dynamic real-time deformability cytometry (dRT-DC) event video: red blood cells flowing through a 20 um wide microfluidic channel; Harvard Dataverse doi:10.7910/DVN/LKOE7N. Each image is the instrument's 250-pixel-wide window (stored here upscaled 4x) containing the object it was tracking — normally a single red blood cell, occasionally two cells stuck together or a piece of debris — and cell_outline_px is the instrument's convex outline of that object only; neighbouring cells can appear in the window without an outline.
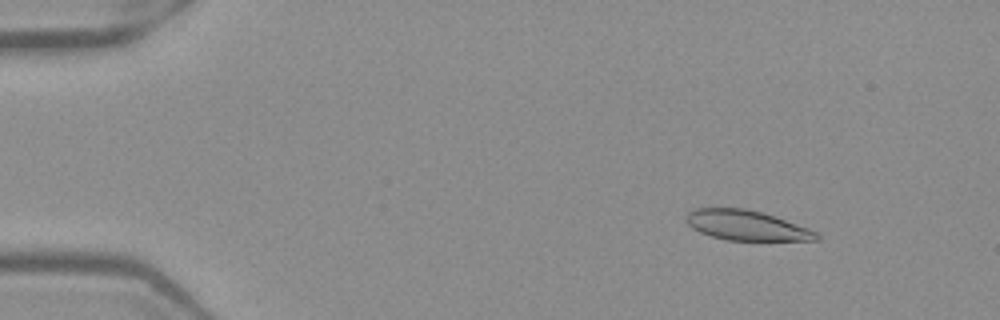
{"species": "Egyptian fruit bat (a non-hibernating species)", "species_latin": "Rousettus aegyptiacus", "temperature_condition": "warm", "stored_images_in_passage": 33, "camera_frame_rate_fps": 3000, "um_per_image_px": 0.085, "frame": {"image": 1, "passage_image": 7, "time_ms": 2.0, "image_size_px": [1000, 320], "cell_outline_px": [[820, 240], [728, 240], [712, 236], [700, 232], [692, 228], [688, 224], [684, 216], [688, 212], [696, 208], [744, 208], [764, 212], [808, 228], [816, 232], [820, 236]], "centroid_in_image_um": [63.44, 19.14], "position_along_channel_um": 21.6, "area_um2": 22.72}}
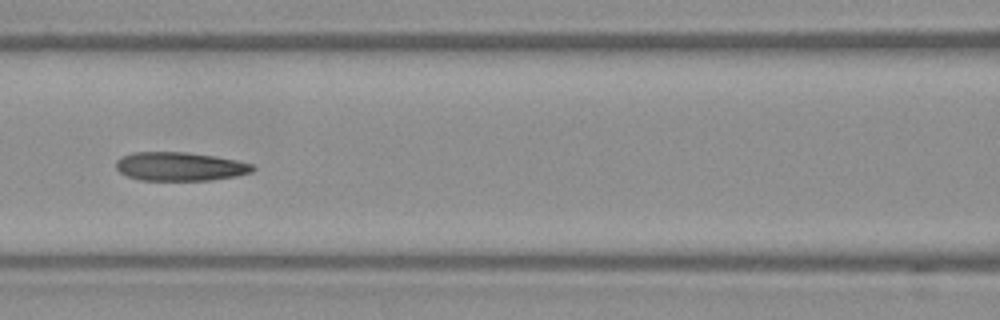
{"frame": {"image": 2, "passage_image": 24, "time_ms": 7.667, "image_size_px": [1000, 320], "cell_outline_px": [[256, 168], [252, 172], [236, 176], [212, 180], [140, 180], [128, 176], [120, 172], [116, 168], [116, 160], [120, 156], [132, 152], [184, 152], [216, 156], [236, 160], [252, 164]], "centroid_in_image_um": [15.29, 14.14], "position_along_channel_um": 151.3, "area_um2": 22.95}}
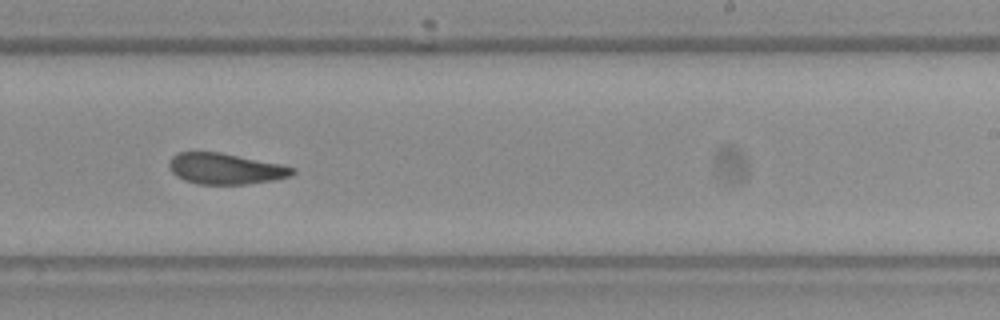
{"frame": {"image": 3, "passage_image": 33, "time_ms": 10.667, "image_size_px": [1000, 320], "cell_outline_px": [[296, 172], [292, 176], [272, 180], [248, 184], [200, 184], [184, 180], [176, 176], [168, 168], [168, 164], [172, 156], [176, 152], [220, 152], [280, 164], [296, 168]], "centroid_in_image_um": [19.15, 14.34], "position_along_channel_um": 269.9, "area_um2": 22.31}}